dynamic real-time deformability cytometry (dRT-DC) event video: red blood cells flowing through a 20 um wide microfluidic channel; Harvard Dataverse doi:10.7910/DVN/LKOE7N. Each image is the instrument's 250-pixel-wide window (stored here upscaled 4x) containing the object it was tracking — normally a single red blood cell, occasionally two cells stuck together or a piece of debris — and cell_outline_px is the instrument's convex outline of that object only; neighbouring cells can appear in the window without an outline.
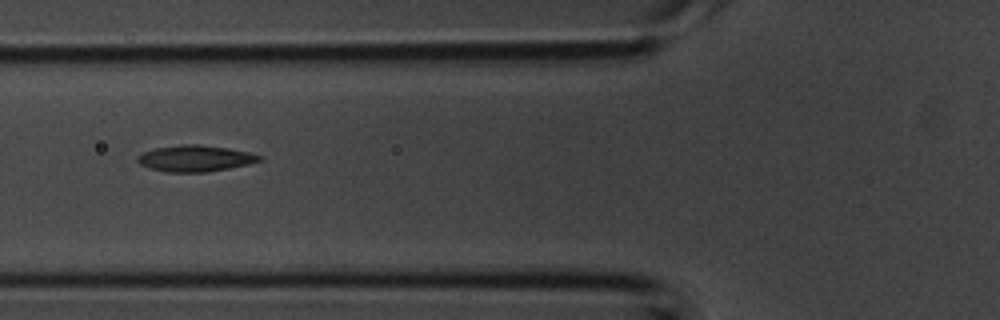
{"species": "common noctule bat (a hibernating species)", "species_latin": "Nyctalus noctula", "temperature_condition": "room temperature", "stored_images_in_passage": 2, "camera_frame_rate_fps": 3000, "um_per_image_px": 0.085, "animal": {"sex": "male", "body_mass_g": 20.1, "forearm_length_mm": 53.5}, "frame": {"image": 1, "passage_image": 2, "time_ms": 0.333, "image_size_px": [1000, 320], "cell_outline_px": [[264, 156], [260, 160], [248, 164], [208, 172], [164, 172], [148, 168], [140, 164], [136, 160], [136, 156], [144, 152], [156, 148], [180, 144], [196, 144], [228, 148], [248, 152]], "centroid_in_image_um": [16.56, 13.47], "position_along_channel_um": 109.2, "area_um2": 18.67}}